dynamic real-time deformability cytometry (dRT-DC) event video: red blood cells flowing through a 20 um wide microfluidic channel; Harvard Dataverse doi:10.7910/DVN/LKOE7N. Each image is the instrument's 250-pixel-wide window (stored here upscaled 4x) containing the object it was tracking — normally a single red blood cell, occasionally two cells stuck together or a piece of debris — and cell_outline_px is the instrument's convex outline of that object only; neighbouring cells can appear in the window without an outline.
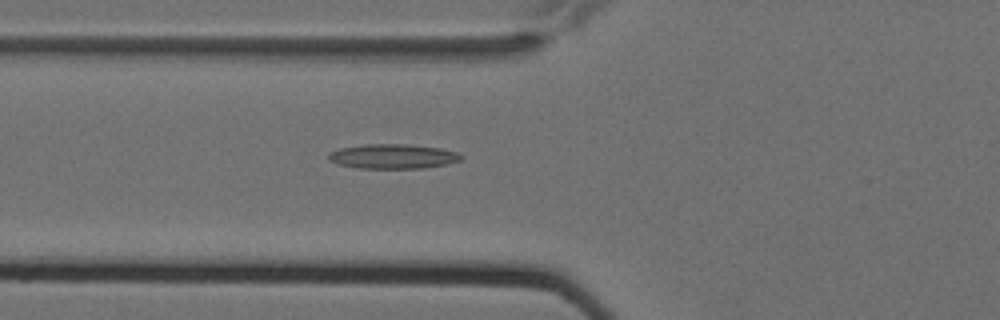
{"species": "Egyptian fruit bat (a non-hibernating species)", "species_latin": "Rousettus aegyptiacus", "temperature_condition": "cold", "stored_images_in_passage": 7, "camera_frame_rate_fps": 3000, "um_per_image_px": 0.085, "animal": {"sex": "female"}, "frame": {"image": 1, "passage_image": 5, "time_ms": 1.333, "image_size_px": [1000, 320], "cell_outline_px": [[464, 156], [460, 160], [448, 164], [424, 168], [356, 168], [336, 164], [328, 160], [328, 152], [340, 148], [364, 144], [404, 144], [440, 148], [460, 152]], "centroid_in_image_um": [33.39, 13.29], "position_along_channel_um": 92.4, "area_um2": 19.25}}